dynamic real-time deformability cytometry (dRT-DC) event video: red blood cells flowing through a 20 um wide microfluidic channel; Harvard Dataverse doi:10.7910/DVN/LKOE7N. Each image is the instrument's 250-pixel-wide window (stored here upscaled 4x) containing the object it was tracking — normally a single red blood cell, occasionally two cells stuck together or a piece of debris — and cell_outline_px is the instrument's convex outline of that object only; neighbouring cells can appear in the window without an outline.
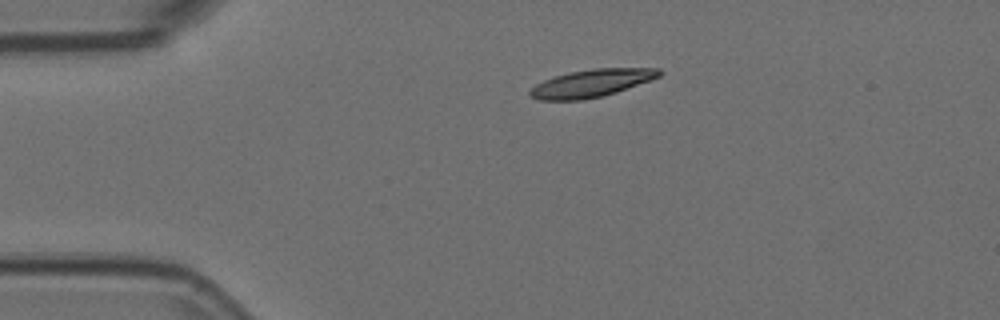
{"species": "Egyptian fruit bat (a non-hibernating species)", "species_latin": "Rousettus aegyptiacus", "temperature_condition": "room temperature", "stored_images_in_passage": 39, "camera_frame_rate_fps": 3000, "um_per_image_px": 0.085, "animal": {"sex": "female"}, "frame": {"image": 1, "passage_image": 1, "time_ms": 0.0, "image_size_px": [1000, 320], "cell_outline_px": [[664, 72], [660, 76], [616, 92], [600, 96], [580, 100], [540, 100], [532, 96], [528, 92], [536, 84], [544, 80], [568, 72], [592, 68], [660, 68]], "centroid_in_image_um": [50.29, 7.06], "position_along_channel_um": 34.7, "area_um2": 20.58}}
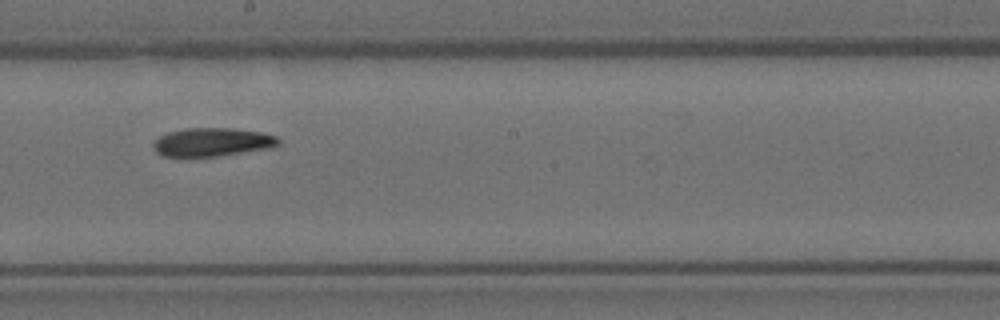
{"frame": {"image": 2, "passage_image": 20, "time_ms": 6.333, "image_size_px": [1000, 320], "cell_outline_px": [[280, 144], [272, 148], [220, 156], [160, 156], [152, 148], [152, 144], [160, 136], [168, 132], [184, 128], [232, 128], [260, 132], [276, 136], [280, 140]], "centroid_in_image_um": [18.05, 12.08], "position_along_channel_um": 230.2, "area_um2": 20.92}}
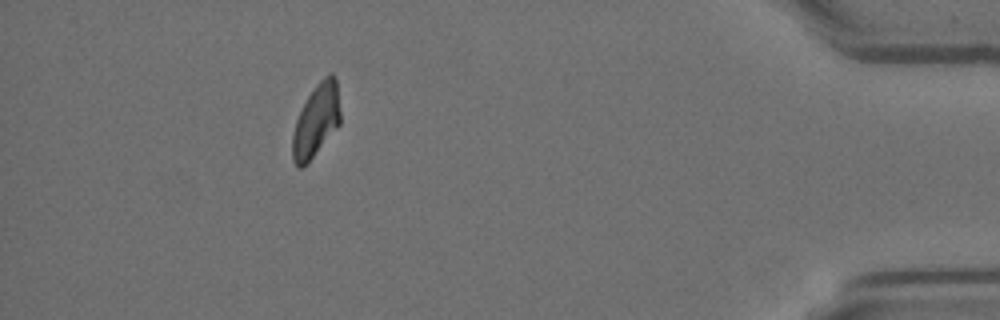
{"frame": {"image": 3, "passage_image": 39, "time_ms": 12.667, "image_size_px": [1000, 320], "cell_outline_px": [[340, 124], [312, 156], [300, 168], [296, 168], [292, 160], [292, 136], [296, 120], [308, 96], [316, 84], [328, 72], [332, 72], [336, 80], [340, 112]], "centroid_in_image_um": [26.87, 10.22], "position_along_channel_um": 408.3, "area_um2": 19.88}, "authors_computed_cell_mechanics": {"area_um2": 20.9814, "velocity_mm_per_s": 3.7037, "shape_relaxation_time_tau1_ms": null, "shape_relaxation_time_tau2_ms": 7.2174, "deformation_change_tau1": null, "deformation_change_tau2": 0.1415}}